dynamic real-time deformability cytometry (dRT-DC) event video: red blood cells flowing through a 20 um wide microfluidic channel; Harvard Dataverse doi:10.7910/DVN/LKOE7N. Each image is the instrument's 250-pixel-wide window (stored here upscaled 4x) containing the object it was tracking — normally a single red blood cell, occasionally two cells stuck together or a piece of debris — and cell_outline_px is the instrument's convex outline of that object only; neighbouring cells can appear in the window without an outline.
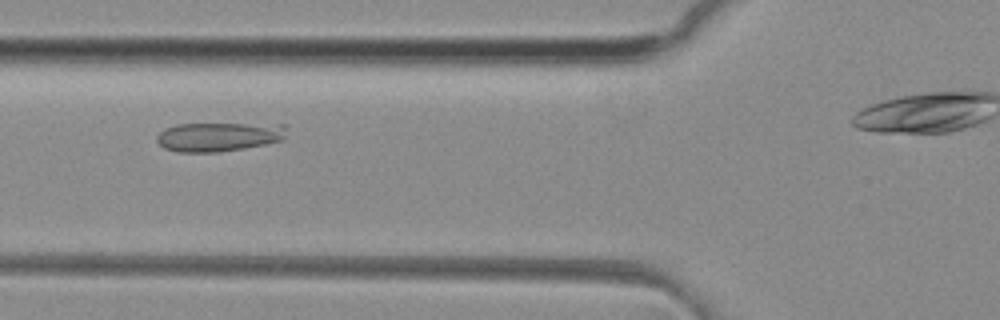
{"species": "common noctule bat (a hibernating species)", "species_latin": "Nyctalus noctula", "temperature_condition": "room temperature", "stored_images_in_passage": 25, "camera_frame_rate_fps": 3000, "um_per_image_px": 0.085, "animal": {"sex": "female", "body_mass_g": 29.2, "forearm_length_mm": 56.3}, "frame": {"image": 1, "passage_image": 13, "time_ms": 4.0, "image_size_px": [1000, 320], "cell_outline_px": [[288, 128], [284, 140], [244, 148], [220, 152], [176, 152], [164, 148], [156, 140], [156, 136], [164, 128], [176, 124], [288, 124]], "centroid_in_image_um": [18.62, 11.62], "position_along_channel_um": 107.2, "area_um2": 22.25}}
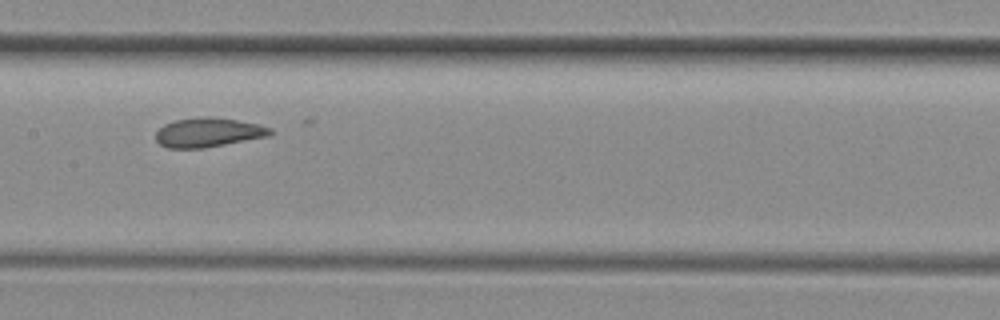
{"frame": {"image": 2, "passage_image": 19, "time_ms": 6.0, "image_size_px": [1000, 320], "cell_outline_px": [[272, 132], [268, 136], [204, 148], [168, 148], [160, 144], [156, 140], [156, 132], [164, 124], [176, 120], [204, 116], [212, 116], [236, 120], [256, 124], [272, 128]], "centroid_in_image_um": [17.68, 11.25], "position_along_channel_um": 189.7, "area_um2": 19.36}}
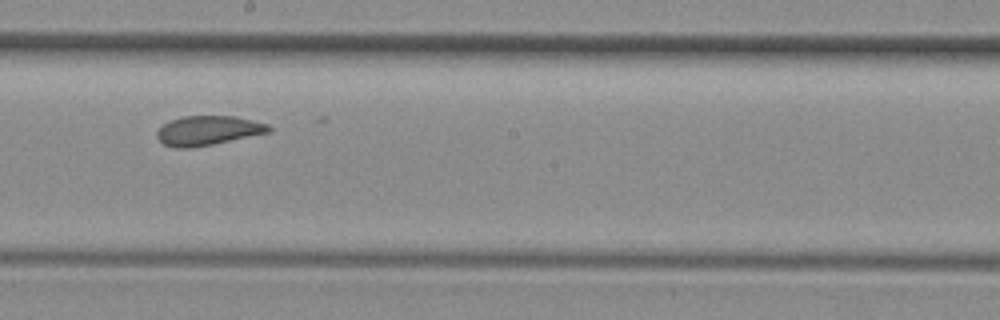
{"frame": {"image": 3, "passage_image": 22, "time_ms": 7.0, "image_size_px": [1000, 320], "cell_outline_px": [[272, 132], [212, 144], [188, 148], [176, 148], [164, 144], [156, 136], [156, 132], [164, 124], [172, 120], [184, 116], [236, 116], [268, 124], [272, 128]], "centroid_in_image_um": [17.72, 11.09], "position_along_channel_um": 230.5, "area_um2": 19.07}}